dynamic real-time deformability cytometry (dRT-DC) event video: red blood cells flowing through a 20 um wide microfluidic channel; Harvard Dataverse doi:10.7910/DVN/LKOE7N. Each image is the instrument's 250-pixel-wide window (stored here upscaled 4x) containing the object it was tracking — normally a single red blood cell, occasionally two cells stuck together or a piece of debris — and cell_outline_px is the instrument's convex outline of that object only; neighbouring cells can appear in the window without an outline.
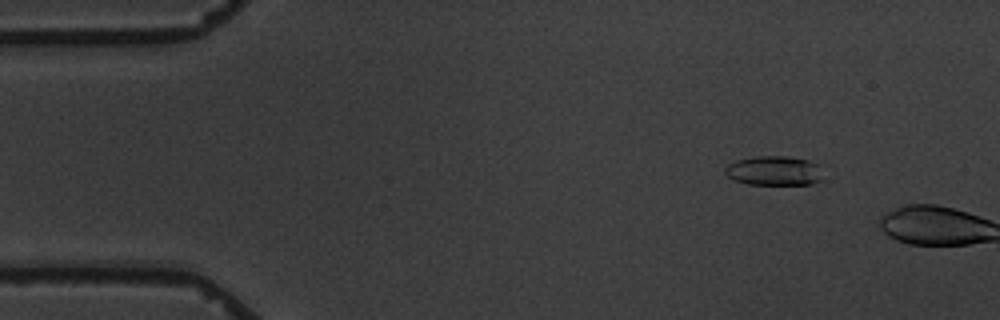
{"species": "common noctule bat (a hibernating species)", "species_latin": "Nyctalus noctula", "temperature_condition": "warm", "stored_images_in_passage": 3, "camera_frame_rate_fps": 3000, "um_per_image_px": 0.085, "animal": {"sex": "male", "body_mass_g": 19.5, "forearm_length_mm": 54.6}, "frame": {"image": 1, "passage_image": 2, "time_ms": 1.0, "image_size_px": [1000, 320], "cell_outline_px": [[824, 180], [812, 184], [748, 184], [732, 180], [724, 172], [724, 168], [728, 164], [736, 160], [756, 156], [788, 156], [808, 160], [816, 164]], "centroid_in_image_um": [65.77, 14.51], "position_along_channel_um": 19.2, "area_um2": 16.88}}